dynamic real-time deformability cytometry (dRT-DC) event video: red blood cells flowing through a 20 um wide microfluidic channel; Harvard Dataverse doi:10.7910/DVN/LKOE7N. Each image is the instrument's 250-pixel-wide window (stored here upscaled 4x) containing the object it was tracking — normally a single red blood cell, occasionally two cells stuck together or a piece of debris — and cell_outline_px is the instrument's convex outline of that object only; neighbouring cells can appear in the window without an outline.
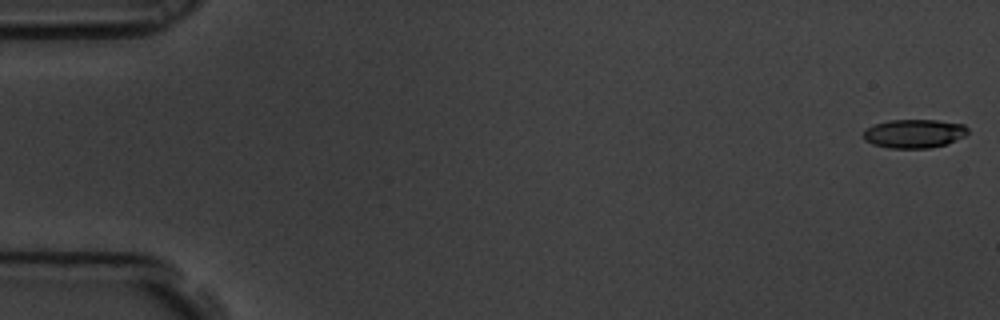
{"species": "common noctule bat (a hibernating species)", "species_latin": "Nyctalus noctula", "temperature_condition": "room temperature", "stored_images_in_passage": 59, "camera_frame_rate_fps": 3000, "um_per_image_px": 0.085, "animal": {"sex": "male", "body_mass_g": 19.5, "forearm_length_mm": 54.6}, "frame": {"image": 1, "passage_image": 1, "time_ms": 0.0, "image_size_px": [1000, 320], "cell_outline_px": [[968, 132], [964, 136], [956, 140], [944, 144], [928, 148], [888, 148], [872, 144], [864, 140], [864, 132], [872, 124], [888, 120], [936, 120], [964, 124], [968, 128]], "centroid_in_image_um": [77.68, 11.35], "position_along_channel_um": 7.3, "area_um2": 17.46}}
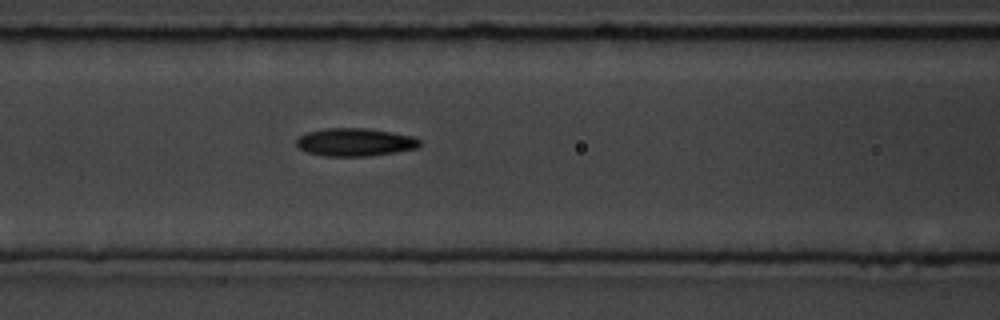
{"frame": {"image": 2, "passage_image": 25, "time_ms": 8.0, "image_size_px": [1000, 320], "cell_outline_px": [[420, 144], [416, 148], [396, 152], [368, 156], [324, 156], [308, 152], [300, 148], [296, 144], [296, 140], [300, 136], [308, 132], [328, 128], [368, 128], [392, 132], [412, 136], [420, 140]], "centroid_in_image_um": [30.18, 12.08], "position_along_channel_um": 136.4, "area_um2": 19.94}}
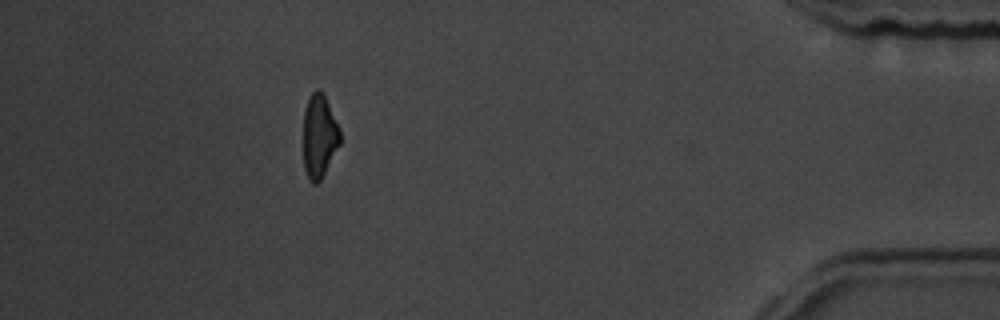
{"frame": {"image": 3, "passage_image": 53, "time_ms": 17.333, "image_size_px": [1000, 320], "cell_outline_px": [[340, 144], [320, 180], [316, 184], [312, 184], [308, 180], [304, 168], [304, 108], [312, 92], [316, 88], [320, 88], [324, 92], [340, 128]], "centroid_in_image_um": [27.14, 11.53], "position_along_channel_um": 408.1, "area_um2": 18.03}, "authors_computed_cell_mechanics": {"area_um2": 19.0162, "velocity_mm_per_s": 3.4825, "shape_relaxation_time_tau1_ms": 3.6411, "shape_relaxation_time_tau2_ms": 4.9186, "deformation_change_tau1": 0.137, "deformation_change_tau2": 0.1165}}